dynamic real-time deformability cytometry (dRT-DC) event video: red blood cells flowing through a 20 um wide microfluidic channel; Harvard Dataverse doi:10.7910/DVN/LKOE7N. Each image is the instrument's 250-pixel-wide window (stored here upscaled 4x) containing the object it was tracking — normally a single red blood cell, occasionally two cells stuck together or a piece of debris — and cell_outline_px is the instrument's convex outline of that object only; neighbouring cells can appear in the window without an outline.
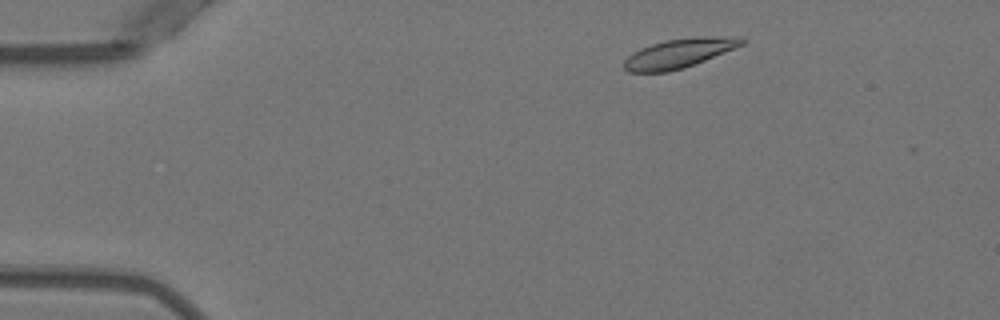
{"species": "Egyptian fruit bat (a non-hibernating species)", "species_latin": "Rousettus aegyptiacus", "temperature_condition": "warm", "stored_images_in_passage": 10, "camera_frame_rate_fps": 3000, "um_per_image_px": 0.085, "animal": {"sex": "female"}, "frame": {"image": 1, "passage_image": 4, "time_ms": 1.0, "image_size_px": [1000, 320], "cell_outline_px": [[744, 44], [684, 68], [668, 72], [628, 72], [624, 68], [624, 60], [632, 52], [640, 48], [664, 40], [696, 36], [744, 36]], "centroid_in_image_um": [57.72, 4.51], "position_along_channel_um": 27.3, "area_um2": 20.17}}